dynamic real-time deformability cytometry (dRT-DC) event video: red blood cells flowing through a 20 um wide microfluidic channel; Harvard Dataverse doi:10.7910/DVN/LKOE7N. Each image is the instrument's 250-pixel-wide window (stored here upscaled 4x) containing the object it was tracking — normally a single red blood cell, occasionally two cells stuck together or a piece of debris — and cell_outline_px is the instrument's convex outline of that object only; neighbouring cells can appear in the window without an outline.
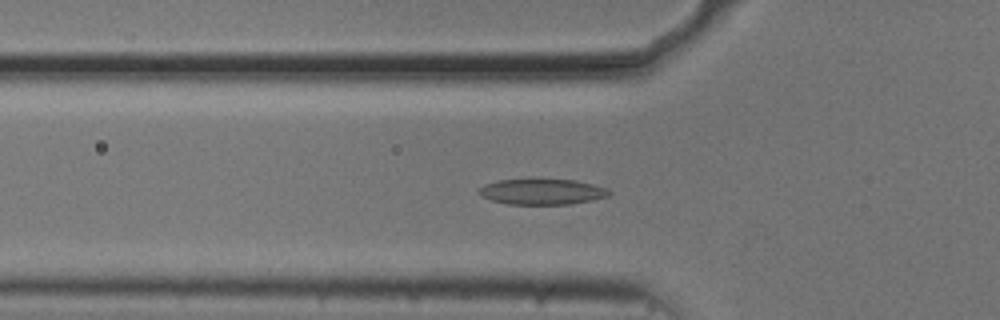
{"species": "common noctule bat (a hibernating species)", "species_latin": "Nyctalus noctula", "temperature_condition": "cold", "stored_images_in_passage": 54, "camera_frame_rate_fps": 3000, "um_per_image_px": 0.085, "animal": {"sex": "male", "body_mass_g": 20.5, "forearm_length_mm": 52.5}, "frame": {"image": 1, "passage_image": 18, "time_ms": 5.667, "image_size_px": [1000, 320], "cell_outline_px": [[612, 192], [608, 196], [592, 200], [568, 204], [508, 204], [492, 200], [480, 196], [476, 192], [484, 184], [500, 180], [576, 180], [608, 188]], "centroid_in_image_um": [46.07, 16.3], "position_along_channel_um": 79.7, "area_um2": 19.31}}
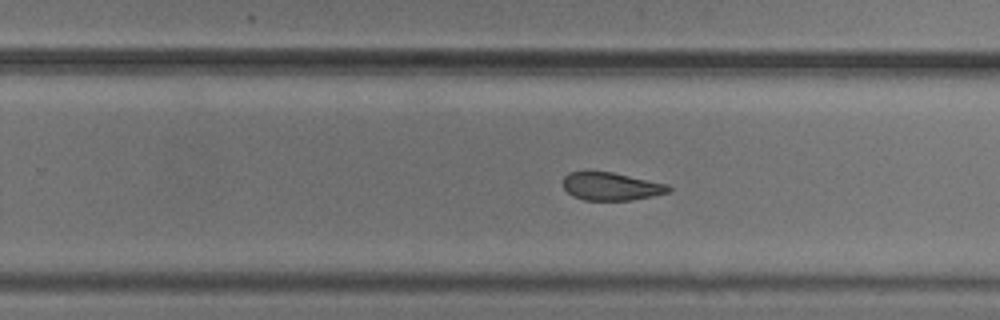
{"frame": {"image": 2, "passage_image": 34, "time_ms": 11.0, "image_size_px": [1000, 320], "cell_outline_px": [[672, 188], [668, 192], [652, 196], [632, 200], [584, 200], [572, 196], [564, 188], [564, 176], [568, 172], [612, 172], [668, 184]], "centroid_in_image_um": [51.95, 15.85], "position_along_channel_um": 277.8, "area_um2": 17.05}}
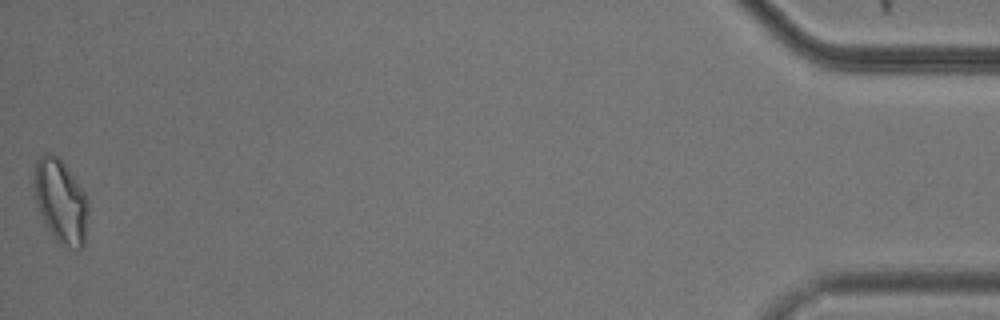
{"frame": {"image": 3, "passage_image": 54, "time_ms": 17.667, "image_size_px": [1000, 320], "cell_outline_px": [[88, 212], [84, 244], [76, 252], [60, 244], [56, 240], [44, 224], [36, 204], [32, 180], [36, 160], [44, 152], [48, 152], [56, 156], [64, 164], [84, 192], [88, 200]], "centroid_in_image_um": [5.13, 17.13], "position_along_channel_um": 430.1, "area_um2": 26.76}, "authors_computed_cell_mechanics": {"area_um2": 19.7387, "velocity_mm_per_s": 3.7019, "shape_relaxation_time_tau1_ms": 4.5592, "shape_relaxation_time_tau2_ms": 5.3652, "deformation_change_tau1": 0.1275, "deformation_change_tau2": 0.1303}}